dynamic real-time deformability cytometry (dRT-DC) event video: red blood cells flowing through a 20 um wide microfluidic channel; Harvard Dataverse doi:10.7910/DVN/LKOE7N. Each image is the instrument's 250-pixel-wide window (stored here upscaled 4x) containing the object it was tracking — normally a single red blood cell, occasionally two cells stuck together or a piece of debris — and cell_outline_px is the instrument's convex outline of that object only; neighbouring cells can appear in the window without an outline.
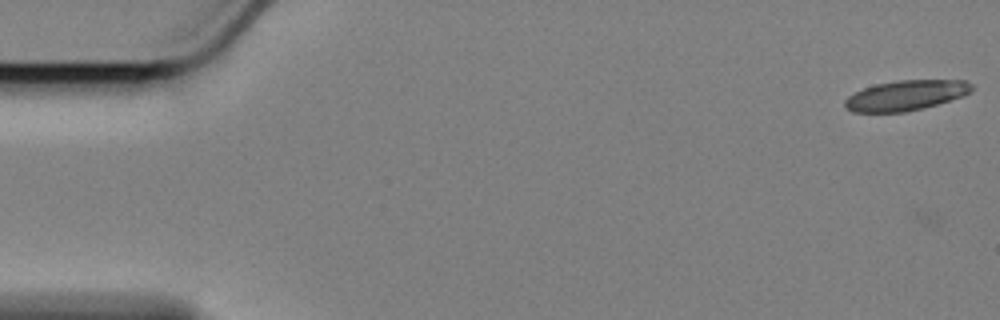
{"species": "Egyptian fruit bat (a non-hibernating species)", "species_latin": "Rousettus aegyptiacus", "temperature_condition": "cold", "stored_images_in_passage": 14, "camera_frame_rate_fps": 3000, "um_per_image_px": 0.085, "animal": {"sex": "female"}, "frame": {"image": 1, "passage_image": 1, "time_ms": 0.0, "image_size_px": [1000, 320], "cell_outline_px": [[972, 88], [964, 96], [924, 108], [904, 112], [852, 112], [844, 104], [844, 100], [848, 96], [864, 88], [876, 84], [896, 80], [964, 80], [972, 84]], "centroid_in_image_um": [77.0, 8.11], "position_along_channel_um": 8.0, "area_um2": 22.2}}